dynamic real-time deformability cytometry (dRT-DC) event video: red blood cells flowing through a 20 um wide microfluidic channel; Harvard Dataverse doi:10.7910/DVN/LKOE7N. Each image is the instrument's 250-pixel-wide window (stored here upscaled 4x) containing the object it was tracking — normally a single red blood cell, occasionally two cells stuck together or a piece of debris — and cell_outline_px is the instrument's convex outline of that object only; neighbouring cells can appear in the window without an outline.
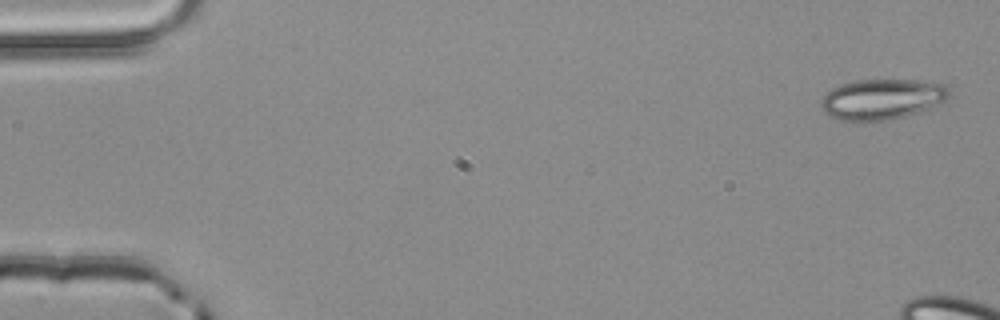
{"species": "common noctule bat (a hibernating species)", "species_latin": "Nyctalus noctula", "temperature_condition": "room temperature", "stored_images_in_passage": 5, "camera_frame_rate_fps": 3000, "um_per_image_px": 0.085, "animal": {"sex": "male", "body_mass_g": 20.4}, "frame": {"image": 1, "passage_image": 1, "time_ms": 0.0, "image_size_px": [1000, 320], "cell_outline_px": [[952, 96], [948, 100], [928, 108], [892, 120], [860, 124], [856, 124], [840, 120], [824, 112], [820, 108], [820, 100], [832, 88], [840, 84], [856, 80], [916, 80], [944, 84], [952, 92]], "centroid_in_image_um": [74.95, 8.46], "position_along_channel_um": 10.0, "area_um2": 31.04}}